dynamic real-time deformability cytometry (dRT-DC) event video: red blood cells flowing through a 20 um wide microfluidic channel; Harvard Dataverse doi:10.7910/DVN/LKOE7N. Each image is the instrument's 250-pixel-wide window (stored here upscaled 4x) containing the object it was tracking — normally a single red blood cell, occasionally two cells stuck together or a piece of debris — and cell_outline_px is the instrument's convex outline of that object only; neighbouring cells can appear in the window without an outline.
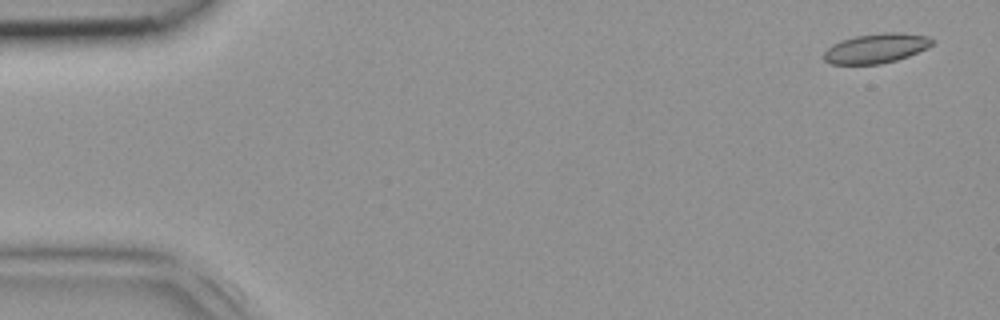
{"species": "common noctule bat (a hibernating species)", "species_latin": "Nyctalus noctula", "temperature_condition": "room temperature", "stored_images_in_passage": 4, "segment_of_instrument_passage": [2, 2], "camera_frame_rate_fps": 3000, "um_per_image_px": 0.085, "animal": {"sex": "female", "body_mass_g": 18.4}, "frame": {"image": 1, "passage_image": 4, "time_ms": 1.0, "image_size_px": [1000, 320], "cell_outline_px": [[936, 40], [928, 48], [908, 56], [896, 60], [880, 64], [832, 64], [824, 60], [824, 52], [832, 44], [840, 40], [856, 36], [884, 32], [900, 32], [928, 36]], "centroid_in_image_um": [74.49, 4.09], "position_along_channel_um": 10.5, "area_um2": 18.79}}